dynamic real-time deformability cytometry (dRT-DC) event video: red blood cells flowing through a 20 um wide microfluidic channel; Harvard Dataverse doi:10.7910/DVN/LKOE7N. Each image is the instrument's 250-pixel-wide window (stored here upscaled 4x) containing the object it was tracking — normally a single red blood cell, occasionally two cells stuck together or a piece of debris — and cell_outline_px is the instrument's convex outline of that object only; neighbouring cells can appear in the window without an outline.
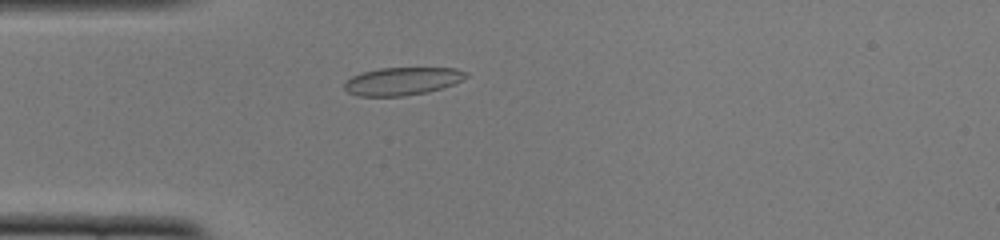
{"species": "common noctule bat (a hibernating species)", "species_latin": "Nyctalus noctula", "temperature_condition": "cold", "stored_images_in_passage": 39, "camera_frame_rate_fps": 3000, "um_per_image_px": 0.085, "animal": {"sex": "female", "body_mass_g": 22.0, "forearm_length_mm": 56.7}, "frame": {"image": 1, "passage_image": 2, "time_ms": 0.333, "image_size_px": [1000, 240], "cell_outline_px": [[468, 76], [452, 84], [428, 92], [404, 96], [356, 96], [348, 92], [344, 88], [344, 84], [352, 76], [360, 72], [380, 68], [456, 68], [468, 72]], "centroid_in_image_um": [34.17, 6.9], "position_along_channel_um": 50.8, "area_um2": 19.71}}
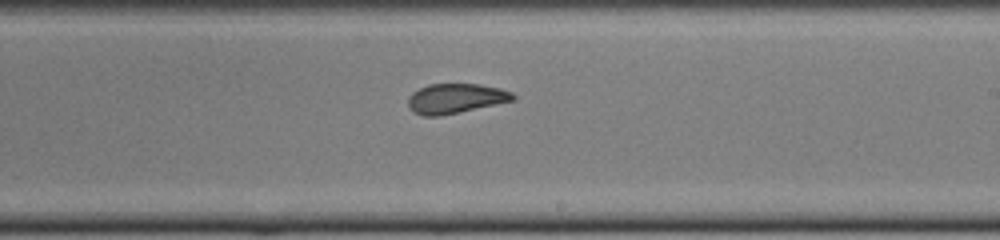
{"frame": {"image": 2, "passage_image": 18, "time_ms": 5.667, "image_size_px": [1000, 240], "cell_outline_px": [[516, 100], [440, 116], [424, 116], [412, 112], [408, 108], [408, 96], [412, 92], [428, 84], [480, 84], [500, 88], [512, 92], [516, 96]], "centroid_in_image_um": [38.71, 8.37], "position_along_channel_um": 250.3, "area_um2": 18.38}}
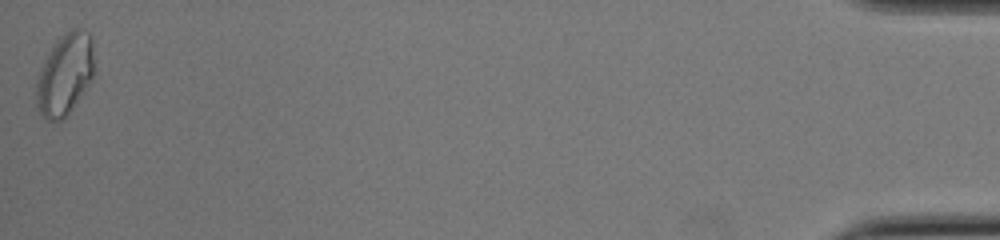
{"frame": {"image": 3, "passage_image": 39, "time_ms": 12.667, "image_size_px": [1000, 240], "cell_outline_px": [[96, 72], [92, 80], [68, 116], [60, 120], [48, 120], [36, 108], [36, 76], [48, 52], [56, 40], [60, 36], [72, 28], [84, 28], [92, 36]], "centroid_in_image_um": [5.55, 6.3], "position_along_channel_um": 429.6, "area_um2": 28.38}, "authors_computed_cell_mechanics": {"area_um2": 19.3052, "velocity_mm_per_s": 3.8987, "shape_relaxation_time_tau1_ms": null, "shape_relaxation_time_tau2_ms": 1.2212, "deformation_change_tau1": null, "deformation_change_tau2": 0.0486}}